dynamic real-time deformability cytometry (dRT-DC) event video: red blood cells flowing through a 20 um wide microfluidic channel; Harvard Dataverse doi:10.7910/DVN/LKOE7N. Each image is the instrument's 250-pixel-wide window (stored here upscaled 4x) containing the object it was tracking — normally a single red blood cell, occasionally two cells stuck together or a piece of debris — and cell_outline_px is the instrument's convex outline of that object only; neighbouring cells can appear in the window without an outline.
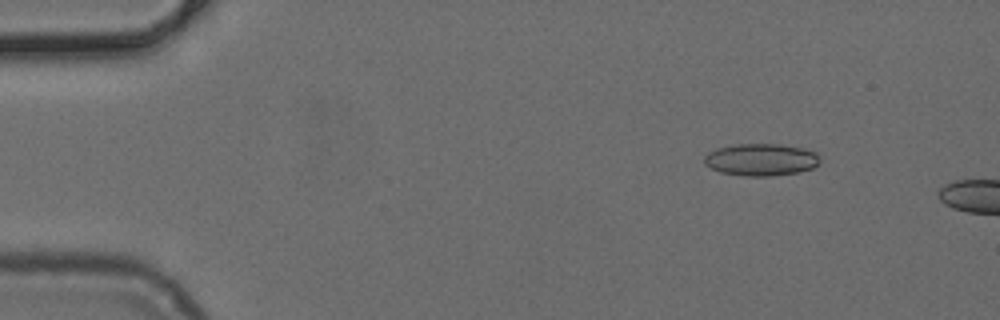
{"species": "common noctule bat (a hibernating species)", "species_latin": "Nyctalus noctula", "temperature_condition": "cold", "stored_images_in_passage": 15, "camera_frame_rate_fps": 3000, "um_per_image_px": 0.085, "animal": {"sex": "female", "body_mass_g": 24.6, "forearm_length_mm": 56.2}, "frame": {"image": 1, "passage_image": 7, "time_ms": 2.0, "image_size_px": [1000, 320], "cell_outline_px": [[820, 164], [812, 168], [800, 172], [772, 176], [744, 176], [720, 172], [704, 164], [704, 156], [708, 152], [716, 148], [732, 144], [780, 144], [804, 148], [816, 152], [820, 156]], "centroid_in_image_um": [64.7, 13.57], "position_along_channel_um": 20.3, "area_um2": 22.02}}